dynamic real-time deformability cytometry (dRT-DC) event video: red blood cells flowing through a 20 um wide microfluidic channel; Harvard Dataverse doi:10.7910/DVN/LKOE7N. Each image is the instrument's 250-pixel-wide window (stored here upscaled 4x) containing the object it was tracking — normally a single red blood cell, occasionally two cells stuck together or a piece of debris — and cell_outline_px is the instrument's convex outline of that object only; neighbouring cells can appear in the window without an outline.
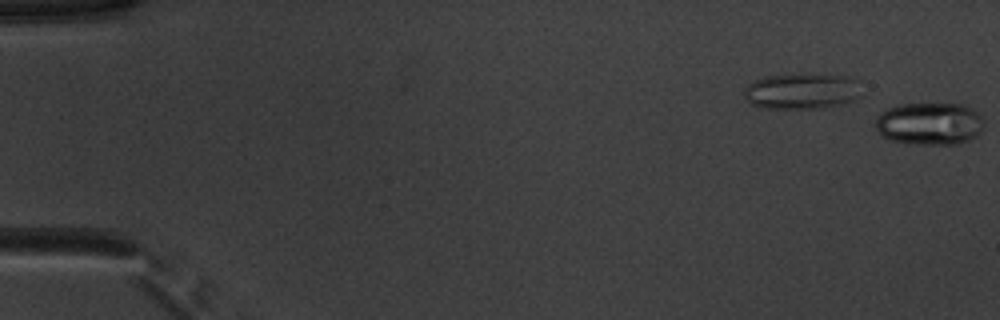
{"species": "common noctule bat (a hibernating species)", "species_latin": "Nyctalus noctula", "temperature_condition": "warm", "stored_images_in_passage": 5, "segment_of_instrument_passage": [2, 2], "camera_frame_rate_fps": 3000, "um_per_image_px": 0.085, "animal": {"sex": "male", "body_mass_g": 20.1, "forearm_length_mm": 53.5}, "frame": {"image": 1, "passage_image": 5, "time_ms": 1.333, "image_size_px": [1000, 320], "cell_outline_px": [[984, 128], [976, 136], [968, 140], [956, 144], [920, 144], [892, 140], [884, 136], [876, 128], [876, 116], [880, 112], [888, 108], [900, 104], [964, 104], [972, 108], [984, 120]], "centroid_in_image_um": [79.04, 10.5], "position_along_channel_um": 6.0, "area_um2": 26.76}}